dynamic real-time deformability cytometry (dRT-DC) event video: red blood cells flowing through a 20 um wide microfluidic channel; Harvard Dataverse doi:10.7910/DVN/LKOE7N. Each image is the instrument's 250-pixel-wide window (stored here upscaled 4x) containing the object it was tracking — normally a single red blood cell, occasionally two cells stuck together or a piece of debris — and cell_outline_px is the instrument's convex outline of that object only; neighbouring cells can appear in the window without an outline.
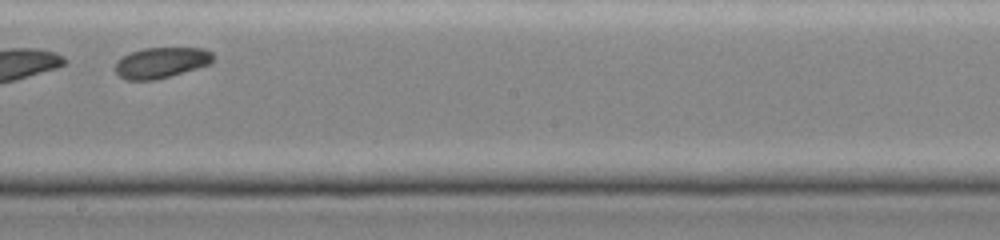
{"species": "common noctule bat (a hibernating species)", "species_latin": "Nyctalus noctula", "temperature_condition": "cold", "stored_images_in_passage": 29, "segment_of_instrument_passage": [2, 2], "camera_frame_rate_fps": 3000, "um_per_image_px": 0.085, "animal": {"sex": "female", "body_mass_g": 19.0, "forearm_length_mm": 51.5}, "frame": {"image": 1, "passage_image": 17, "time_ms": 5.333, "image_size_px": [1000, 240], "cell_outline_px": [[216, 56], [208, 64], [196, 68], [156, 80], [128, 80], [120, 76], [116, 72], [116, 60], [132, 52], [144, 48], [204, 48], [212, 52]], "centroid_in_image_um": [13.71, 5.32], "position_along_channel_um": 234.5, "area_um2": 17.34}}